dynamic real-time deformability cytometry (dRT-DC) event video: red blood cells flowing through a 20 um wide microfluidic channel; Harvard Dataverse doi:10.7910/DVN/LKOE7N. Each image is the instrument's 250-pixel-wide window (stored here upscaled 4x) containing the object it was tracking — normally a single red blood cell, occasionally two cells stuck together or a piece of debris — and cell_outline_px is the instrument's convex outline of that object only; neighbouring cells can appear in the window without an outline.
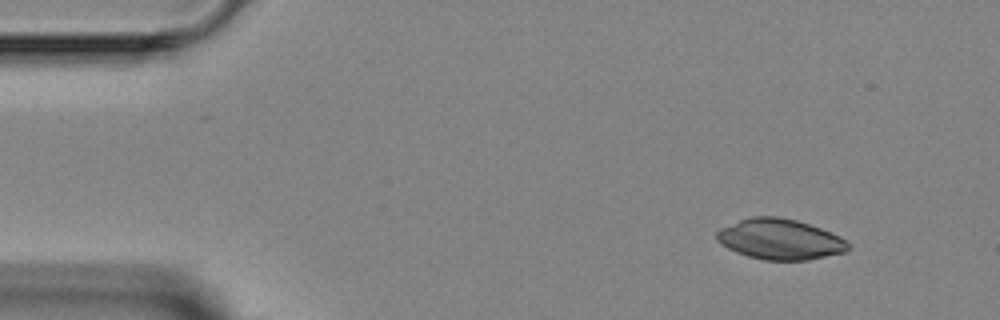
{"species": "Egyptian fruit bat (a non-hibernating species)", "species_latin": "Rousettus aegyptiacus", "temperature_condition": "room temperature", "stored_images_in_passage": 4, "camera_frame_rate_fps": 3000, "um_per_image_px": 0.085, "animal": {"sex": "female"}, "frame": {"image": 1, "passage_image": 1, "time_ms": 0.0, "image_size_px": [1000, 320], "cell_outline_px": [[848, 252], [808, 260], [764, 260], [748, 256], [736, 252], [720, 244], [716, 240], [716, 232], [720, 228], [748, 216], [776, 216], [796, 220], [820, 228], [840, 236], [848, 244]], "centroid_in_image_um": [66.27, 20.34], "position_along_channel_um": 18.7, "area_um2": 31.15}}
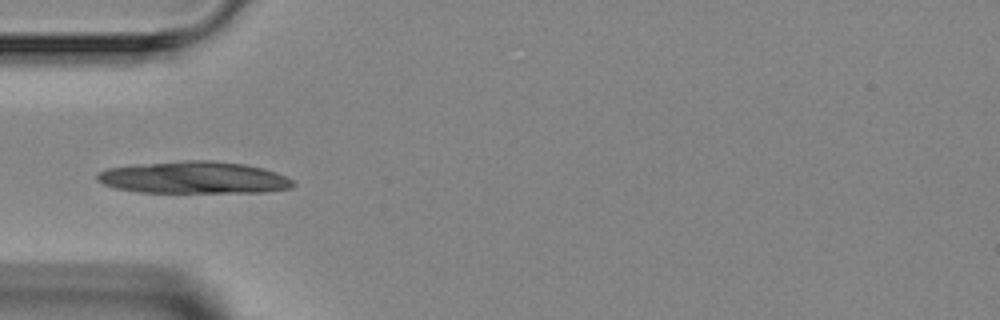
{"frame": {"image": 2, "passage_image": 4, "time_ms": 3.333, "image_size_px": [1000, 320], "cell_outline_px": [[296, 184], [292, 188], [264, 192], [136, 192], [116, 188], [104, 184], [96, 180], [96, 176], [100, 172], [108, 168], [136, 164], [184, 160], [212, 160], [244, 164], [264, 168], [276, 172], [292, 180]], "centroid_in_image_um": [16.49, 15.09], "position_along_channel_um": 68.5, "area_um2": 36.7}}